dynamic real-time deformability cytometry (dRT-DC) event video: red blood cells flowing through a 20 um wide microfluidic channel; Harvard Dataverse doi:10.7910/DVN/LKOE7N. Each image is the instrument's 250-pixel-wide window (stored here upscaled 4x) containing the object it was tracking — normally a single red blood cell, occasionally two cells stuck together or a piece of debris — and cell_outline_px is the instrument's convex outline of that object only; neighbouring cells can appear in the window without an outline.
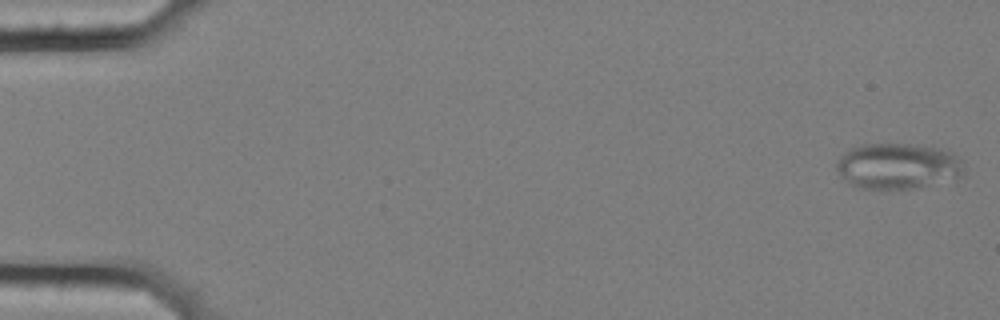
{"species": "common noctule bat (a hibernating species)", "species_latin": "Nyctalus noctula", "temperature_condition": "cold", "stored_images_in_passage": 58, "segment_of_instrument_passage": [1, 2], "camera_frame_rate_fps": 3000, "um_per_image_px": 0.085, "animal": {"sex": "female", "body_mass_g": 25.1}, "frame": {"image": 1, "passage_image": 2, "time_ms": 0.333, "image_size_px": [1000, 320], "cell_outline_px": [[964, 172], [960, 176], [928, 184], [908, 188], [880, 192], [860, 188], [848, 184], [840, 176], [836, 168], [836, 164], [840, 156], [844, 152], [852, 148], [864, 144], [908, 144], [932, 148], [952, 152], [960, 160], [964, 168]], "centroid_in_image_um": [76.21, 14.15], "position_along_channel_um": 8.8, "area_um2": 33.99}}
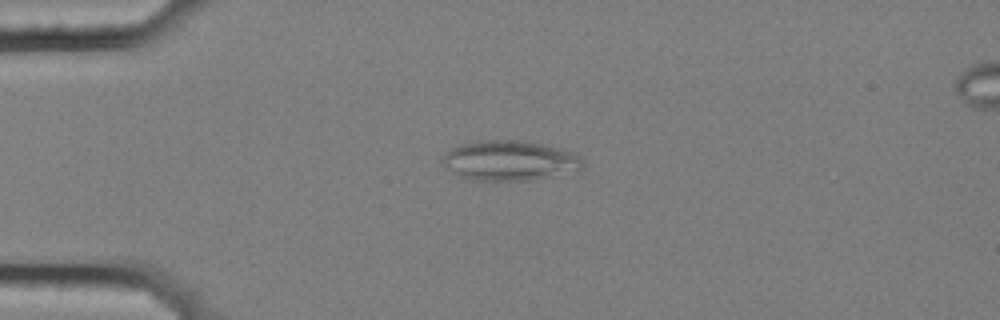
{"frame": {"image": 2, "passage_image": 15, "time_ms": 4.667, "image_size_px": [1000, 320], "cell_outline_px": [[584, 168], [580, 172], [528, 180], [476, 180], [460, 176], [448, 168], [440, 160], [452, 148], [460, 144], [476, 140], [524, 140], [544, 144], [576, 152], [584, 160]], "centroid_in_image_um": [43.43, 13.64], "position_along_channel_um": 41.6, "area_um2": 33.12}}